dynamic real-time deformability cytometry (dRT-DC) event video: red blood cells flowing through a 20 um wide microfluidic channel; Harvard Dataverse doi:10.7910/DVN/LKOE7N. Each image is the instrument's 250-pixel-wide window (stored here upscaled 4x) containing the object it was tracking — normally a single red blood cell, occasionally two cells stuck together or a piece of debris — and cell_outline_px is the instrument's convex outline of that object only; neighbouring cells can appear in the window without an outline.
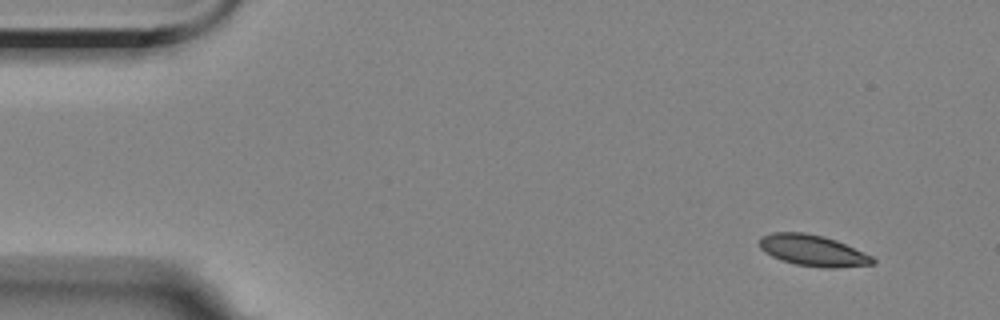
{"species": "Egyptian fruit bat (a non-hibernating species)", "species_latin": "Rousettus aegyptiacus", "temperature_condition": "room temperature", "stored_images_in_passage": 3, "camera_frame_rate_fps": 3000, "um_per_image_px": 0.085, "animal": {"sex": "female"}, "frame": {"image": 1, "passage_image": 1, "time_ms": 0.0, "image_size_px": [1000, 320], "cell_outline_px": [[876, 264], [836, 268], [824, 268], [796, 264], [772, 256], [764, 252], [760, 248], [760, 236], [772, 232], [804, 232], [824, 236], [836, 240], [872, 256], [876, 260]], "centroid_in_image_um": [69.11, 21.29], "position_along_channel_um": 15.9, "area_um2": 20.58}}
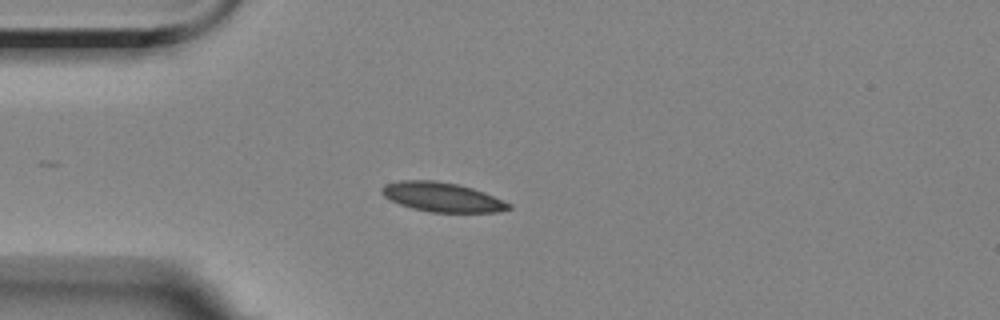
{"frame": {"image": 2, "passage_image": 3, "time_ms": 3.333, "image_size_px": [1000, 320], "cell_outline_px": [[512, 208], [496, 212], [428, 212], [412, 208], [400, 204], [384, 196], [380, 192], [380, 188], [384, 184], [400, 180], [432, 180], [456, 184], [472, 188], [484, 192], [512, 204]], "centroid_in_image_um": [37.56, 16.75], "position_along_channel_um": 47.4, "area_um2": 21.68}}